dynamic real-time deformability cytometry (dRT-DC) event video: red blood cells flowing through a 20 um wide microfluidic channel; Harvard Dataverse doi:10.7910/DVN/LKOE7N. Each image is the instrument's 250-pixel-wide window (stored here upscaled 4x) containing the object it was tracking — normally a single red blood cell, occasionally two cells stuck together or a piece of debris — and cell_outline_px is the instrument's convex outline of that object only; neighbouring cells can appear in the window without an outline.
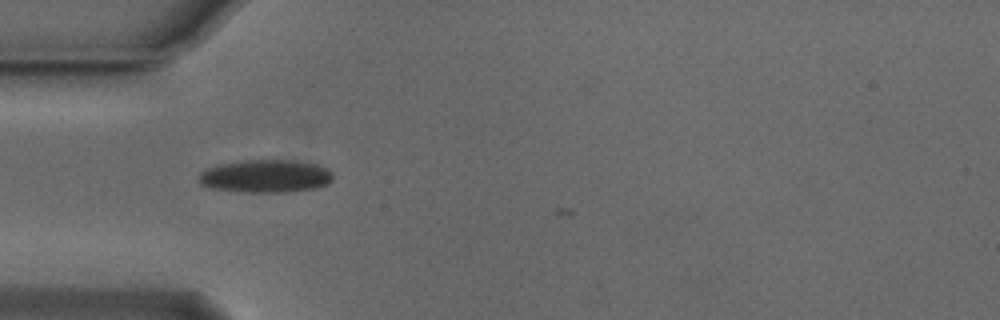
{"species": "Egyptian fruit bat (a non-hibernating species)", "species_latin": "Rousettus aegyptiacus", "temperature_condition": "cold", "stored_images_in_passage": 4, "camera_frame_rate_fps": 3000, "um_per_image_px": 0.085, "animal": {"sex": "male"}, "frame": {"image": 1, "passage_image": 1, "time_ms": 0.0, "image_size_px": [1000, 320], "cell_outline_px": [[332, 180], [328, 184], [316, 188], [284, 192], [244, 192], [216, 188], [200, 184], [200, 172], [208, 168], [220, 164], [248, 160], [296, 160], [316, 164], [332, 172]], "centroid_in_image_um": [22.62, 14.97], "position_along_channel_um": 62.4, "area_um2": 25.43}}